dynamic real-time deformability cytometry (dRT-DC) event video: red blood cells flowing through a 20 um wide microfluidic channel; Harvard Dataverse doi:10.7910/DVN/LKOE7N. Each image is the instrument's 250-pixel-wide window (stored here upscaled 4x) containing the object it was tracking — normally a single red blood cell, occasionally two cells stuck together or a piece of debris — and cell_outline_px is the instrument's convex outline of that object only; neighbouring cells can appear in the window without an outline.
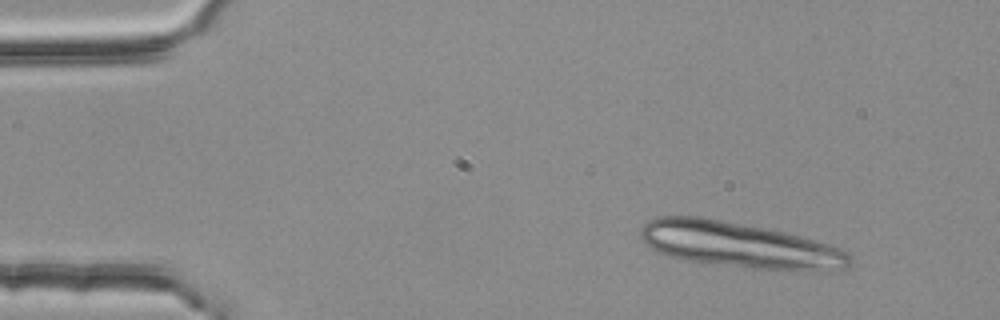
{"species": "common noctule bat (a hibernating species)", "species_latin": "Nyctalus noctula", "temperature_condition": "room temperature", "stored_images_in_passage": 3, "camera_frame_rate_fps": 3000, "um_per_image_px": 0.085, "animal": {"sex": "female", "body_mass_g": 25.1}, "frame": {"image": 1, "passage_image": 1, "time_ms": 0.0, "image_size_px": [1000, 320], "cell_outline_px": [[852, 260], [844, 268], [752, 268], [688, 260], [656, 252], [640, 236], [640, 232], [644, 224], [660, 216], [700, 216], [724, 220], [784, 232], [800, 236], [828, 244], [840, 248], [848, 252], [852, 256]], "centroid_in_image_um": [62.77, 20.78], "position_along_channel_um": 22.2, "area_um2": 53.93}}